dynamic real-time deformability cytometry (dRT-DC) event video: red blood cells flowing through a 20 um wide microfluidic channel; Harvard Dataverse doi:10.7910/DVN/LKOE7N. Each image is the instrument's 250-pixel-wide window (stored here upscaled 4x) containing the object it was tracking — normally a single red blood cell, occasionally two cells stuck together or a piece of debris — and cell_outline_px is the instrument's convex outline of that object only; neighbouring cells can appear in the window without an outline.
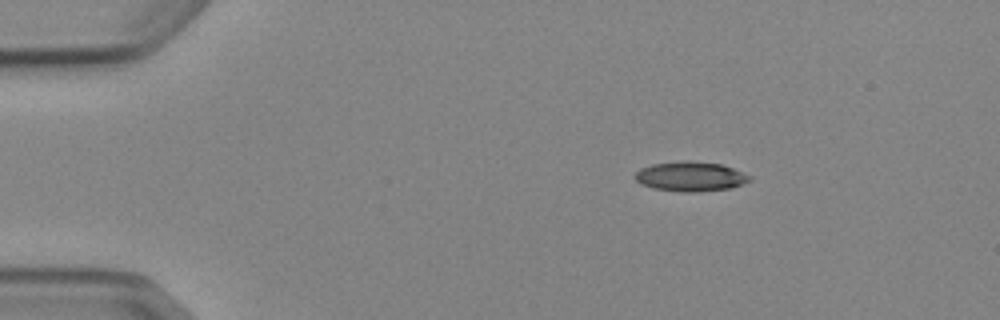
{"species": "Egyptian fruit bat (a non-hibernating species)", "species_latin": "Rousettus aegyptiacus", "temperature_condition": "cold", "stored_images_in_passage": 2, "camera_frame_rate_fps": 3000, "um_per_image_px": 0.085, "animal": {"sex": "female"}, "frame": {"image": 1, "passage_image": 1, "time_ms": 0.0, "image_size_px": [1000, 320], "cell_outline_px": [[752, 180], [732, 188], [696, 192], [680, 192], [652, 188], [640, 184], [632, 176], [640, 168], [652, 164], [688, 160], [720, 164], [732, 168], [752, 176]], "centroid_in_image_um": [58.67, 15.01], "position_along_channel_um": 26.3, "area_um2": 20.0}}